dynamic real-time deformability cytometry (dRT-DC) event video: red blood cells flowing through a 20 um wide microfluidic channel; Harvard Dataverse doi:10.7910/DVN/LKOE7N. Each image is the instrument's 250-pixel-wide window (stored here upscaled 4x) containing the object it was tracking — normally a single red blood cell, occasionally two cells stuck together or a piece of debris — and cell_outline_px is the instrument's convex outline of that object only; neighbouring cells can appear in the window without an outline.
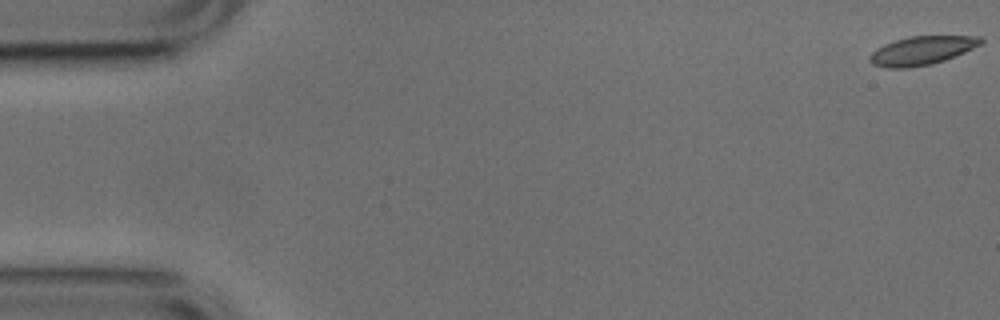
{"species": "common noctule bat (a hibernating species)", "species_latin": "Nyctalus noctula", "temperature_condition": "cold", "stored_images_in_passage": 6, "segment_of_instrument_passage": [1, 2], "camera_frame_rate_fps": 3000, "um_per_image_px": 0.085, "animal": {"sex": "male", "body_mass_g": 17.9, "forearm_length_mm": 54.2}, "frame": {"image": 1, "passage_image": 1, "time_ms": 0.0, "image_size_px": [1000, 320], "cell_outline_px": [[984, 44], [944, 60], [932, 64], [908, 68], [888, 68], [872, 64], [868, 60], [868, 56], [876, 48], [884, 44], [908, 36], [980, 36], [984, 40]], "centroid_in_image_um": [78.35, 4.29], "position_along_channel_um": 6.6, "area_um2": 18.67}}
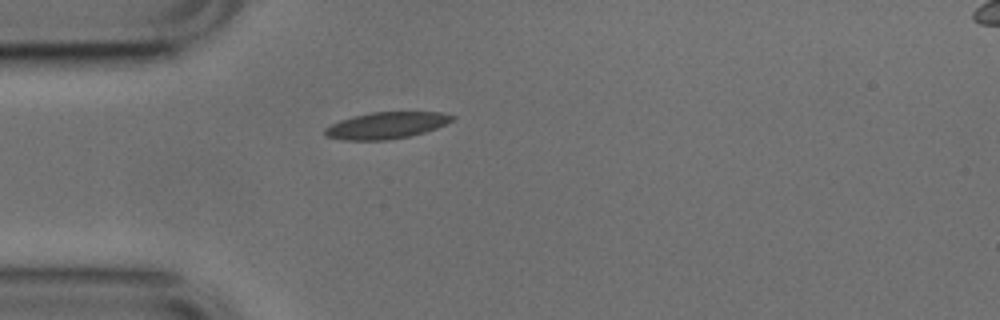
{"frame": {"image": 2, "passage_image": 5, "time_ms": 1.333, "image_size_px": [1000, 320], "cell_outline_px": [[456, 116], [452, 120], [436, 128], [424, 132], [408, 136], [384, 140], [344, 140], [324, 136], [324, 128], [340, 120], [352, 116], [372, 112], [440, 112]], "centroid_in_image_um": [32.79, 10.65], "position_along_channel_um": 52.2, "area_um2": 19.59}}